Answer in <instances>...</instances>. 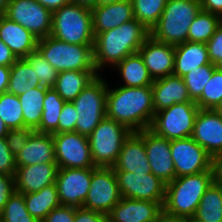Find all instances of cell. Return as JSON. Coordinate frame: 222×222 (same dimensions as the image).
Instances as JSON below:
<instances>
[{"mask_svg":"<svg viewBox=\"0 0 222 222\" xmlns=\"http://www.w3.org/2000/svg\"><path fill=\"white\" fill-rule=\"evenodd\" d=\"M114 86L108 83L106 116L131 132L149 128L155 114L151 86Z\"/></svg>","mask_w":222,"mask_h":222,"instance_id":"cell-1","label":"cell"},{"mask_svg":"<svg viewBox=\"0 0 222 222\" xmlns=\"http://www.w3.org/2000/svg\"><path fill=\"white\" fill-rule=\"evenodd\" d=\"M150 31L135 18L112 30L94 33V63L100 74L105 67H115L127 56L137 53Z\"/></svg>","mask_w":222,"mask_h":222,"instance_id":"cell-2","label":"cell"},{"mask_svg":"<svg viewBox=\"0 0 222 222\" xmlns=\"http://www.w3.org/2000/svg\"><path fill=\"white\" fill-rule=\"evenodd\" d=\"M214 181L213 168L175 178L166 185L163 215L173 219H192L202 196Z\"/></svg>","mask_w":222,"mask_h":222,"instance_id":"cell-3","label":"cell"},{"mask_svg":"<svg viewBox=\"0 0 222 222\" xmlns=\"http://www.w3.org/2000/svg\"><path fill=\"white\" fill-rule=\"evenodd\" d=\"M200 11V0H168L150 35L173 46L184 43L188 41L189 27Z\"/></svg>","mask_w":222,"mask_h":222,"instance_id":"cell-4","label":"cell"},{"mask_svg":"<svg viewBox=\"0 0 222 222\" xmlns=\"http://www.w3.org/2000/svg\"><path fill=\"white\" fill-rule=\"evenodd\" d=\"M50 35L69 44L94 45L91 9L70 3L54 11Z\"/></svg>","mask_w":222,"mask_h":222,"instance_id":"cell-5","label":"cell"},{"mask_svg":"<svg viewBox=\"0 0 222 222\" xmlns=\"http://www.w3.org/2000/svg\"><path fill=\"white\" fill-rule=\"evenodd\" d=\"M37 50L58 72L97 71L93 45L69 44L49 35L38 40Z\"/></svg>","mask_w":222,"mask_h":222,"instance_id":"cell-6","label":"cell"},{"mask_svg":"<svg viewBox=\"0 0 222 222\" xmlns=\"http://www.w3.org/2000/svg\"><path fill=\"white\" fill-rule=\"evenodd\" d=\"M108 78L101 74L72 101L78 117L75 131L89 136L106 116Z\"/></svg>","mask_w":222,"mask_h":222,"instance_id":"cell-7","label":"cell"},{"mask_svg":"<svg viewBox=\"0 0 222 222\" xmlns=\"http://www.w3.org/2000/svg\"><path fill=\"white\" fill-rule=\"evenodd\" d=\"M131 131L105 116L88 136L92 161L96 167H112Z\"/></svg>","mask_w":222,"mask_h":222,"instance_id":"cell-8","label":"cell"},{"mask_svg":"<svg viewBox=\"0 0 222 222\" xmlns=\"http://www.w3.org/2000/svg\"><path fill=\"white\" fill-rule=\"evenodd\" d=\"M199 109L195 102L175 103L156 112L149 129L168 140L191 137Z\"/></svg>","mask_w":222,"mask_h":222,"instance_id":"cell-9","label":"cell"},{"mask_svg":"<svg viewBox=\"0 0 222 222\" xmlns=\"http://www.w3.org/2000/svg\"><path fill=\"white\" fill-rule=\"evenodd\" d=\"M121 198L118 180L113 168H92L90 188L82 207L107 215Z\"/></svg>","mask_w":222,"mask_h":222,"instance_id":"cell-10","label":"cell"},{"mask_svg":"<svg viewBox=\"0 0 222 222\" xmlns=\"http://www.w3.org/2000/svg\"><path fill=\"white\" fill-rule=\"evenodd\" d=\"M58 168H94L88 136L73 132L52 134Z\"/></svg>","mask_w":222,"mask_h":222,"instance_id":"cell-11","label":"cell"},{"mask_svg":"<svg viewBox=\"0 0 222 222\" xmlns=\"http://www.w3.org/2000/svg\"><path fill=\"white\" fill-rule=\"evenodd\" d=\"M176 178L213 168V157L192 137L170 140Z\"/></svg>","mask_w":222,"mask_h":222,"instance_id":"cell-12","label":"cell"},{"mask_svg":"<svg viewBox=\"0 0 222 222\" xmlns=\"http://www.w3.org/2000/svg\"><path fill=\"white\" fill-rule=\"evenodd\" d=\"M4 16L29 30L37 39L50 35L52 12L36 0H10Z\"/></svg>","mask_w":222,"mask_h":222,"instance_id":"cell-13","label":"cell"},{"mask_svg":"<svg viewBox=\"0 0 222 222\" xmlns=\"http://www.w3.org/2000/svg\"><path fill=\"white\" fill-rule=\"evenodd\" d=\"M122 197L164 202L166 184L153 173L115 171Z\"/></svg>","mask_w":222,"mask_h":222,"instance_id":"cell-14","label":"cell"},{"mask_svg":"<svg viewBox=\"0 0 222 222\" xmlns=\"http://www.w3.org/2000/svg\"><path fill=\"white\" fill-rule=\"evenodd\" d=\"M92 179V168H58L56 187L61 205L82 207Z\"/></svg>","mask_w":222,"mask_h":222,"instance_id":"cell-15","label":"cell"},{"mask_svg":"<svg viewBox=\"0 0 222 222\" xmlns=\"http://www.w3.org/2000/svg\"><path fill=\"white\" fill-rule=\"evenodd\" d=\"M191 137L213 158L222 155V115L215 109H199Z\"/></svg>","mask_w":222,"mask_h":222,"instance_id":"cell-16","label":"cell"},{"mask_svg":"<svg viewBox=\"0 0 222 222\" xmlns=\"http://www.w3.org/2000/svg\"><path fill=\"white\" fill-rule=\"evenodd\" d=\"M144 144L151 172L166 185L176 178L170 140L144 129Z\"/></svg>","mask_w":222,"mask_h":222,"instance_id":"cell-17","label":"cell"},{"mask_svg":"<svg viewBox=\"0 0 222 222\" xmlns=\"http://www.w3.org/2000/svg\"><path fill=\"white\" fill-rule=\"evenodd\" d=\"M163 203L122 197L107 214L108 222H157L163 216Z\"/></svg>","mask_w":222,"mask_h":222,"instance_id":"cell-18","label":"cell"},{"mask_svg":"<svg viewBox=\"0 0 222 222\" xmlns=\"http://www.w3.org/2000/svg\"><path fill=\"white\" fill-rule=\"evenodd\" d=\"M138 53L153 80L172 75L175 63V47L154 39L151 35Z\"/></svg>","mask_w":222,"mask_h":222,"instance_id":"cell-19","label":"cell"},{"mask_svg":"<svg viewBox=\"0 0 222 222\" xmlns=\"http://www.w3.org/2000/svg\"><path fill=\"white\" fill-rule=\"evenodd\" d=\"M112 168L114 171L152 173L146 155L144 130L129 134Z\"/></svg>","mask_w":222,"mask_h":222,"instance_id":"cell-20","label":"cell"},{"mask_svg":"<svg viewBox=\"0 0 222 222\" xmlns=\"http://www.w3.org/2000/svg\"><path fill=\"white\" fill-rule=\"evenodd\" d=\"M57 163H38L16 168L15 191L26 194L38 192L45 186L55 184Z\"/></svg>","mask_w":222,"mask_h":222,"instance_id":"cell-21","label":"cell"},{"mask_svg":"<svg viewBox=\"0 0 222 222\" xmlns=\"http://www.w3.org/2000/svg\"><path fill=\"white\" fill-rule=\"evenodd\" d=\"M154 111L159 112L175 103L194 102L191 100L183 78L169 75L156 79L151 85Z\"/></svg>","mask_w":222,"mask_h":222,"instance_id":"cell-22","label":"cell"},{"mask_svg":"<svg viewBox=\"0 0 222 222\" xmlns=\"http://www.w3.org/2000/svg\"><path fill=\"white\" fill-rule=\"evenodd\" d=\"M38 163H56L52 134L34 131L15 156L16 168Z\"/></svg>","mask_w":222,"mask_h":222,"instance_id":"cell-23","label":"cell"},{"mask_svg":"<svg viewBox=\"0 0 222 222\" xmlns=\"http://www.w3.org/2000/svg\"><path fill=\"white\" fill-rule=\"evenodd\" d=\"M0 40L11 49L17 59H21L37 50L39 39L20 24L1 16Z\"/></svg>","mask_w":222,"mask_h":222,"instance_id":"cell-24","label":"cell"},{"mask_svg":"<svg viewBox=\"0 0 222 222\" xmlns=\"http://www.w3.org/2000/svg\"><path fill=\"white\" fill-rule=\"evenodd\" d=\"M93 33H102L134 19L133 3L123 0L91 9Z\"/></svg>","mask_w":222,"mask_h":222,"instance_id":"cell-25","label":"cell"},{"mask_svg":"<svg viewBox=\"0 0 222 222\" xmlns=\"http://www.w3.org/2000/svg\"><path fill=\"white\" fill-rule=\"evenodd\" d=\"M174 47L175 63L173 75L182 78L190 71L211 63L205 43L186 41Z\"/></svg>","mask_w":222,"mask_h":222,"instance_id":"cell-26","label":"cell"},{"mask_svg":"<svg viewBox=\"0 0 222 222\" xmlns=\"http://www.w3.org/2000/svg\"><path fill=\"white\" fill-rule=\"evenodd\" d=\"M99 75L97 71H62L58 73L54 89L65 102H72Z\"/></svg>","mask_w":222,"mask_h":222,"instance_id":"cell-27","label":"cell"},{"mask_svg":"<svg viewBox=\"0 0 222 222\" xmlns=\"http://www.w3.org/2000/svg\"><path fill=\"white\" fill-rule=\"evenodd\" d=\"M113 69L116 70L115 72L118 71L120 81L123 82L122 84H118L120 86L142 87L153 84L154 80L138 52L127 56Z\"/></svg>","mask_w":222,"mask_h":222,"instance_id":"cell-28","label":"cell"},{"mask_svg":"<svg viewBox=\"0 0 222 222\" xmlns=\"http://www.w3.org/2000/svg\"><path fill=\"white\" fill-rule=\"evenodd\" d=\"M23 195L28 212L39 222H41L50 211L61 205L58 199L56 184H50L38 192Z\"/></svg>","mask_w":222,"mask_h":222,"instance_id":"cell-29","label":"cell"},{"mask_svg":"<svg viewBox=\"0 0 222 222\" xmlns=\"http://www.w3.org/2000/svg\"><path fill=\"white\" fill-rule=\"evenodd\" d=\"M192 219L196 222H222V186L215 181L209 186Z\"/></svg>","mask_w":222,"mask_h":222,"instance_id":"cell-30","label":"cell"},{"mask_svg":"<svg viewBox=\"0 0 222 222\" xmlns=\"http://www.w3.org/2000/svg\"><path fill=\"white\" fill-rule=\"evenodd\" d=\"M39 86L40 82L29 63L24 58L17 59L10 67L7 92L19 96Z\"/></svg>","mask_w":222,"mask_h":222,"instance_id":"cell-31","label":"cell"},{"mask_svg":"<svg viewBox=\"0 0 222 222\" xmlns=\"http://www.w3.org/2000/svg\"><path fill=\"white\" fill-rule=\"evenodd\" d=\"M46 90L47 87L39 86L18 96L20 104L22 105L21 108L24 117V127L34 130L39 127Z\"/></svg>","mask_w":222,"mask_h":222,"instance_id":"cell-32","label":"cell"},{"mask_svg":"<svg viewBox=\"0 0 222 222\" xmlns=\"http://www.w3.org/2000/svg\"><path fill=\"white\" fill-rule=\"evenodd\" d=\"M65 101L54 88H47L44 97V106L39 127L35 130L40 133L57 134L59 115Z\"/></svg>","mask_w":222,"mask_h":222,"instance_id":"cell-33","label":"cell"},{"mask_svg":"<svg viewBox=\"0 0 222 222\" xmlns=\"http://www.w3.org/2000/svg\"><path fill=\"white\" fill-rule=\"evenodd\" d=\"M221 23L220 16L201 10L189 27L188 41L206 44Z\"/></svg>","mask_w":222,"mask_h":222,"instance_id":"cell-34","label":"cell"},{"mask_svg":"<svg viewBox=\"0 0 222 222\" xmlns=\"http://www.w3.org/2000/svg\"><path fill=\"white\" fill-rule=\"evenodd\" d=\"M168 0H131L134 18L149 31L157 24Z\"/></svg>","mask_w":222,"mask_h":222,"instance_id":"cell-35","label":"cell"},{"mask_svg":"<svg viewBox=\"0 0 222 222\" xmlns=\"http://www.w3.org/2000/svg\"><path fill=\"white\" fill-rule=\"evenodd\" d=\"M19 97L5 92L0 95V117L9 130L24 128V117Z\"/></svg>","mask_w":222,"mask_h":222,"instance_id":"cell-36","label":"cell"},{"mask_svg":"<svg viewBox=\"0 0 222 222\" xmlns=\"http://www.w3.org/2000/svg\"><path fill=\"white\" fill-rule=\"evenodd\" d=\"M0 217L4 222H39L28 212L24 195L17 191L10 195Z\"/></svg>","mask_w":222,"mask_h":222,"instance_id":"cell-37","label":"cell"},{"mask_svg":"<svg viewBox=\"0 0 222 222\" xmlns=\"http://www.w3.org/2000/svg\"><path fill=\"white\" fill-rule=\"evenodd\" d=\"M216 68L214 64L210 63L200 66L182 77L192 101L196 102L201 97L205 85Z\"/></svg>","mask_w":222,"mask_h":222,"instance_id":"cell-38","label":"cell"},{"mask_svg":"<svg viewBox=\"0 0 222 222\" xmlns=\"http://www.w3.org/2000/svg\"><path fill=\"white\" fill-rule=\"evenodd\" d=\"M222 100V69L216 68L201 97L195 102L200 109H215Z\"/></svg>","mask_w":222,"mask_h":222,"instance_id":"cell-39","label":"cell"},{"mask_svg":"<svg viewBox=\"0 0 222 222\" xmlns=\"http://www.w3.org/2000/svg\"><path fill=\"white\" fill-rule=\"evenodd\" d=\"M24 59L35 71L41 86L54 88L59 72L42 57L38 50L31 52Z\"/></svg>","mask_w":222,"mask_h":222,"instance_id":"cell-40","label":"cell"},{"mask_svg":"<svg viewBox=\"0 0 222 222\" xmlns=\"http://www.w3.org/2000/svg\"><path fill=\"white\" fill-rule=\"evenodd\" d=\"M34 131V129L28 127L9 130L5 138L8 147L14 156L22 150Z\"/></svg>","mask_w":222,"mask_h":222,"instance_id":"cell-41","label":"cell"},{"mask_svg":"<svg viewBox=\"0 0 222 222\" xmlns=\"http://www.w3.org/2000/svg\"><path fill=\"white\" fill-rule=\"evenodd\" d=\"M77 117L78 114L73 103L65 102L58 118V133L75 131Z\"/></svg>","mask_w":222,"mask_h":222,"instance_id":"cell-42","label":"cell"},{"mask_svg":"<svg viewBox=\"0 0 222 222\" xmlns=\"http://www.w3.org/2000/svg\"><path fill=\"white\" fill-rule=\"evenodd\" d=\"M206 45L210 62L217 68L222 69V23Z\"/></svg>","mask_w":222,"mask_h":222,"instance_id":"cell-43","label":"cell"},{"mask_svg":"<svg viewBox=\"0 0 222 222\" xmlns=\"http://www.w3.org/2000/svg\"><path fill=\"white\" fill-rule=\"evenodd\" d=\"M15 156L10 151L6 138H0V174L15 175Z\"/></svg>","mask_w":222,"mask_h":222,"instance_id":"cell-44","label":"cell"},{"mask_svg":"<svg viewBox=\"0 0 222 222\" xmlns=\"http://www.w3.org/2000/svg\"><path fill=\"white\" fill-rule=\"evenodd\" d=\"M75 207L60 205L48 213L41 222H75Z\"/></svg>","mask_w":222,"mask_h":222,"instance_id":"cell-45","label":"cell"},{"mask_svg":"<svg viewBox=\"0 0 222 222\" xmlns=\"http://www.w3.org/2000/svg\"><path fill=\"white\" fill-rule=\"evenodd\" d=\"M15 175L0 174V214L8 202L10 195L15 191Z\"/></svg>","mask_w":222,"mask_h":222,"instance_id":"cell-46","label":"cell"},{"mask_svg":"<svg viewBox=\"0 0 222 222\" xmlns=\"http://www.w3.org/2000/svg\"><path fill=\"white\" fill-rule=\"evenodd\" d=\"M75 222H108V217L98 211L75 207Z\"/></svg>","mask_w":222,"mask_h":222,"instance_id":"cell-47","label":"cell"},{"mask_svg":"<svg viewBox=\"0 0 222 222\" xmlns=\"http://www.w3.org/2000/svg\"><path fill=\"white\" fill-rule=\"evenodd\" d=\"M16 60L17 58L11 49L0 40V66L11 67Z\"/></svg>","mask_w":222,"mask_h":222,"instance_id":"cell-48","label":"cell"},{"mask_svg":"<svg viewBox=\"0 0 222 222\" xmlns=\"http://www.w3.org/2000/svg\"><path fill=\"white\" fill-rule=\"evenodd\" d=\"M201 10L216 14L222 18V0H200Z\"/></svg>","mask_w":222,"mask_h":222,"instance_id":"cell-49","label":"cell"},{"mask_svg":"<svg viewBox=\"0 0 222 222\" xmlns=\"http://www.w3.org/2000/svg\"><path fill=\"white\" fill-rule=\"evenodd\" d=\"M43 7L47 8L50 12L57 11L64 5L72 3V0H36Z\"/></svg>","mask_w":222,"mask_h":222,"instance_id":"cell-50","label":"cell"},{"mask_svg":"<svg viewBox=\"0 0 222 222\" xmlns=\"http://www.w3.org/2000/svg\"><path fill=\"white\" fill-rule=\"evenodd\" d=\"M10 67L0 66V95L7 92L9 83Z\"/></svg>","mask_w":222,"mask_h":222,"instance_id":"cell-51","label":"cell"},{"mask_svg":"<svg viewBox=\"0 0 222 222\" xmlns=\"http://www.w3.org/2000/svg\"><path fill=\"white\" fill-rule=\"evenodd\" d=\"M214 180L222 186V155L213 158Z\"/></svg>","mask_w":222,"mask_h":222,"instance_id":"cell-52","label":"cell"},{"mask_svg":"<svg viewBox=\"0 0 222 222\" xmlns=\"http://www.w3.org/2000/svg\"><path fill=\"white\" fill-rule=\"evenodd\" d=\"M72 3L88 9H93L96 7V0H72Z\"/></svg>","mask_w":222,"mask_h":222,"instance_id":"cell-53","label":"cell"},{"mask_svg":"<svg viewBox=\"0 0 222 222\" xmlns=\"http://www.w3.org/2000/svg\"><path fill=\"white\" fill-rule=\"evenodd\" d=\"M9 132V128L4 123L3 119L0 117V138L6 137Z\"/></svg>","mask_w":222,"mask_h":222,"instance_id":"cell-54","label":"cell"},{"mask_svg":"<svg viewBox=\"0 0 222 222\" xmlns=\"http://www.w3.org/2000/svg\"><path fill=\"white\" fill-rule=\"evenodd\" d=\"M9 3L10 0H0V17L5 15Z\"/></svg>","mask_w":222,"mask_h":222,"instance_id":"cell-55","label":"cell"},{"mask_svg":"<svg viewBox=\"0 0 222 222\" xmlns=\"http://www.w3.org/2000/svg\"><path fill=\"white\" fill-rule=\"evenodd\" d=\"M123 0H96V6H104L112 3H116Z\"/></svg>","mask_w":222,"mask_h":222,"instance_id":"cell-56","label":"cell"},{"mask_svg":"<svg viewBox=\"0 0 222 222\" xmlns=\"http://www.w3.org/2000/svg\"><path fill=\"white\" fill-rule=\"evenodd\" d=\"M157 222H185V220L168 218L163 215Z\"/></svg>","mask_w":222,"mask_h":222,"instance_id":"cell-57","label":"cell"},{"mask_svg":"<svg viewBox=\"0 0 222 222\" xmlns=\"http://www.w3.org/2000/svg\"><path fill=\"white\" fill-rule=\"evenodd\" d=\"M215 110L222 115V100L221 102L218 104V106L215 108Z\"/></svg>","mask_w":222,"mask_h":222,"instance_id":"cell-58","label":"cell"},{"mask_svg":"<svg viewBox=\"0 0 222 222\" xmlns=\"http://www.w3.org/2000/svg\"><path fill=\"white\" fill-rule=\"evenodd\" d=\"M185 222H196V221L193 219H186Z\"/></svg>","mask_w":222,"mask_h":222,"instance_id":"cell-59","label":"cell"}]
</instances>
